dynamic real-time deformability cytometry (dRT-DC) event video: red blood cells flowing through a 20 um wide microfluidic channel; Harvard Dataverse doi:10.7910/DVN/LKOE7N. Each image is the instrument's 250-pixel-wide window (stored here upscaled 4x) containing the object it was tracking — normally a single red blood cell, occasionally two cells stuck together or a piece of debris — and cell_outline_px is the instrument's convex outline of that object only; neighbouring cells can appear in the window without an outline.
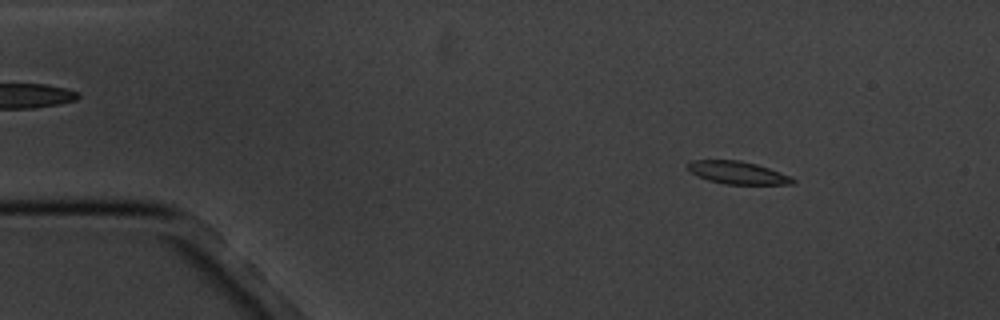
{"species": "common noctule bat (a hibernating species)", "species_latin": "Nyctalus noctula", "temperature_condition": "cold", "stored_images_in_passage": 3, "camera_frame_rate_fps": 3000, "um_per_image_px": 0.085, "animal": {"sex": "male", "body_mass_g": 20.1, "forearm_length_mm": 53.5}, "frame": {"image": 1, "passage_image": 1, "time_ms": 0.0, "image_size_px": [1000, 320], "cell_outline_px": [[796, 180], [792, 184], [724, 184], [708, 180], [692, 172], [688, 168], [688, 164], [692, 160], [740, 160], [756, 164], [780, 172]], "centroid_in_image_um": [62.7, 14.67], "position_along_channel_um": 22.3, "area_um2": 13.58}}
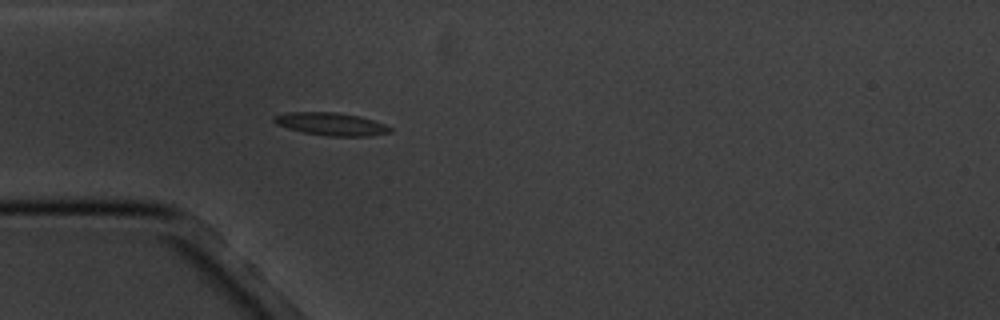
{"frame": {"image": 2, "passage_image": 3, "time_ms": 3.0, "image_size_px": [1000, 320], "cell_outline_px": [[392, 132], [372, 136], [328, 136], [304, 132], [288, 128], [276, 124], [272, 120], [272, 116], [288, 112], [336, 112], [360, 116], [384, 124], [392, 128]], "centroid_in_image_um": [28.14, 10.54], "position_along_channel_um": 56.9, "area_um2": 15.43}}